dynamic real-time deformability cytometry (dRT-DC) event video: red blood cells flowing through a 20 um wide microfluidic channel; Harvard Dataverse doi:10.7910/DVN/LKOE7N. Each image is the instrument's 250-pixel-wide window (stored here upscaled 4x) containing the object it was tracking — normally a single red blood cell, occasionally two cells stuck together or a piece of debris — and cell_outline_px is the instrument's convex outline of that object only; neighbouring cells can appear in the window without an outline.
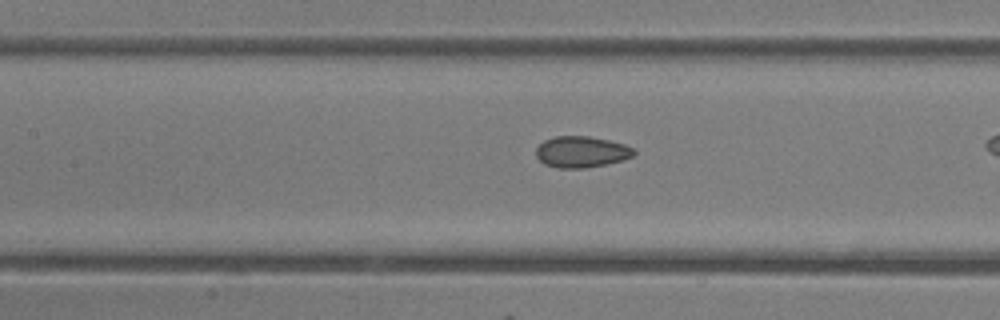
{"species": "common noctule bat (a hibernating species)", "species_latin": "Nyctalus noctula", "temperature_condition": "room temperature", "stored_images_in_passage": 37, "camera_frame_rate_fps": 3000, "um_per_image_px": 0.085, "animal": {"sex": "female"}, "frame": {"image": 1, "passage_image": 22, "time_ms": 7.0, "image_size_px": [1000, 320], "cell_outline_px": [[636, 152], [632, 156], [620, 160], [588, 168], [556, 168], [544, 164], [536, 156], [536, 148], [544, 140], [556, 136], [588, 136], [608, 140], [624, 144], [632, 148]], "centroid_in_image_um": [49.38, 12.91], "position_along_channel_um": 158.0, "area_um2": 17.69}}